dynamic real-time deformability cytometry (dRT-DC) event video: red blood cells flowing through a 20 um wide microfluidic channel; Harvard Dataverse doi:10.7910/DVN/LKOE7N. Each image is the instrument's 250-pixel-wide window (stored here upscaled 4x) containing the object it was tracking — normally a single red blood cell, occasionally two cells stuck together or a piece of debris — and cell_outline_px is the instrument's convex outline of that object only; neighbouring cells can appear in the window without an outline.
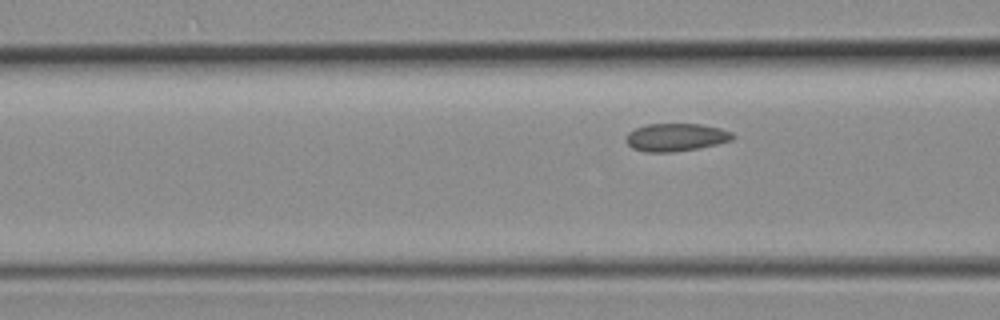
{"species": "common noctule bat (a hibernating species)", "species_latin": "Nyctalus noctula", "temperature_condition": "room temperature", "stored_images_in_passage": 3, "camera_frame_rate_fps": 3000, "um_per_image_px": 0.085, "animal": {"sex": "female", "body_mass_g": 19.3, "forearm_length_mm": 54.1}, "frame": {"image": 1, "passage_image": 3, "time_ms": 0.667, "image_size_px": [1000, 320], "cell_outline_px": [[736, 136], [732, 140], [716, 144], [696, 148], [672, 152], [644, 152], [632, 148], [624, 140], [628, 132], [636, 128], [648, 124], [700, 124], [720, 128], [732, 132]], "centroid_in_image_um": [57.43, 11.67], "position_along_channel_um": 109.2, "area_um2": 17.28}}